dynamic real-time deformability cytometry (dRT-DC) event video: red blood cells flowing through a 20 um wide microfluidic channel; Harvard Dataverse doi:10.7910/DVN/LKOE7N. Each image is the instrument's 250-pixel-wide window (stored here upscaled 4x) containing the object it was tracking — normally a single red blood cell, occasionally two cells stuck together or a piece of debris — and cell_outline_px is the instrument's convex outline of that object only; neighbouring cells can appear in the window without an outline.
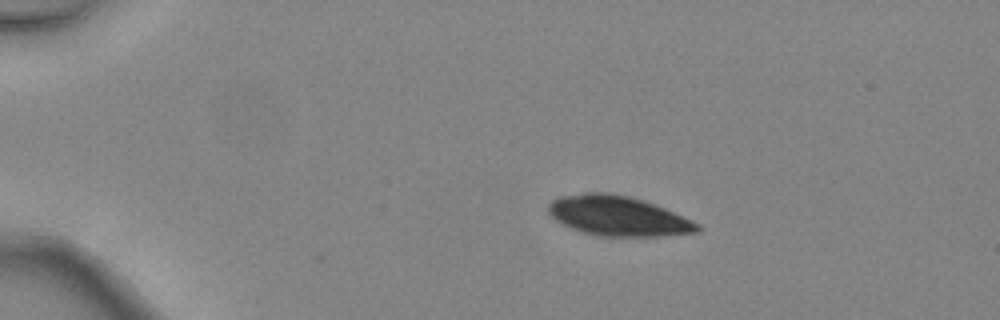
{"species": "common noctule bat (a hibernating species)", "species_latin": "Nyctalus noctula", "temperature_condition": "warm", "stored_images_in_passage": 4, "camera_frame_rate_fps": 3000, "um_per_image_px": 0.085, "animal": {"sex": "female", "body_mass_g": 24.6, "forearm_length_mm": 56.2}, "frame": {"image": 1, "passage_image": 2, "time_ms": 0.333, "image_size_px": [1000, 320], "cell_outline_px": [[700, 232], [660, 236], [596, 236], [580, 232], [560, 224], [548, 212], [548, 204], [552, 200], [560, 196], [584, 192], [612, 192], [644, 200], [656, 204], [692, 220], [700, 224]], "centroid_in_image_um": [52.51, 18.35], "position_along_channel_um": 32.5, "area_um2": 35.08}}